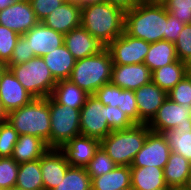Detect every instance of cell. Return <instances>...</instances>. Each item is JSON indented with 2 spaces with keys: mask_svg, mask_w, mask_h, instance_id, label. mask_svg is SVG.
I'll return each mask as SVG.
<instances>
[{
  "mask_svg": "<svg viewBox=\"0 0 191 190\" xmlns=\"http://www.w3.org/2000/svg\"><path fill=\"white\" fill-rule=\"evenodd\" d=\"M167 10L163 3L141 2L125 11L124 31L148 43L164 40Z\"/></svg>",
  "mask_w": 191,
  "mask_h": 190,
  "instance_id": "cell-1",
  "label": "cell"
},
{
  "mask_svg": "<svg viewBox=\"0 0 191 190\" xmlns=\"http://www.w3.org/2000/svg\"><path fill=\"white\" fill-rule=\"evenodd\" d=\"M125 11L109 2L81 7V26L106 47L124 32Z\"/></svg>",
  "mask_w": 191,
  "mask_h": 190,
  "instance_id": "cell-2",
  "label": "cell"
},
{
  "mask_svg": "<svg viewBox=\"0 0 191 190\" xmlns=\"http://www.w3.org/2000/svg\"><path fill=\"white\" fill-rule=\"evenodd\" d=\"M7 121L19 135H33L41 138L50 148L49 97L34 98L30 103L7 114Z\"/></svg>",
  "mask_w": 191,
  "mask_h": 190,
  "instance_id": "cell-3",
  "label": "cell"
},
{
  "mask_svg": "<svg viewBox=\"0 0 191 190\" xmlns=\"http://www.w3.org/2000/svg\"><path fill=\"white\" fill-rule=\"evenodd\" d=\"M112 58L105 48L100 53L76 60L69 81L88 95H94L104 84L111 82Z\"/></svg>",
  "mask_w": 191,
  "mask_h": 190,
  "instance_id": "cell-4",
  "label": "cell"
},
{
  "mask_svg": "<svg viewBox=\"0 0 191 190\" xmlns=\"http://www.w3.org/2000/svg\"><path fill=\"white\" fill-rule=\"evenodd\" d=\"M150 131L148 124H135L128 129L113 130L100 141V146L117 165L131 166Z\"/></svg>",
  "mask_w": 191,
  "mask_h": 190,
  "instance_id": "cell-5",
  "label": "cell"
},
{
  "mask_svg": "<svg viewBox=\"0 0 191 190\" xmlns=\"http://www.w3.org/2000/svg\"><path fill=\"white\" fill-rule=\"evenodd\" d=\"M7 68L34 98L50 97L57 84L42 57L35 56L18 65H7Z\"/></svg>",
  "mask_w": 191,
  "mask_h": 190,
  "instance_id": "cell-6",
  "label": "cell"
},
{
  "mask_svg": "<svg viewBox=\"0 0 191 190\" xmlns=\"http://www.w3.org/2000/svg\"><path fill=\"white\" fill-rule=\"evenodd\" d=\"M50 148L60 149L69 140L81 135L80 109L62 106L49 97Z\"/></svg>",
  "mask_w": 191,
  "mask_h": 190,
  "instance_id": "cell-7",
  "label": "cell"
},
{
  "mask_svg": "<svg viewBox=\"0 0 191 190\" xmlns=\"http://www.w3.org/2000/svg\"><path fill=\"white\" fill-rule=\"evenodd\" d=\"M148 127L157 133H164L173 128L191 131V106L178 104L167 97L148 123Z\"/></svg>",
  "mask_w": 191,
  "mask_h": 190,
  "instance_id": "cell-8",
  "label": "cell"
},
{
  "mask_svg": "<svg viewBox=\"0 0 191 190\" xmlns=\"http://www.w3.org/2000/svg\"><path fill=\"white\" fill-rule=\"evenodd\" d=\"M106 117V106L95 95H88L80 109L81 135L101 141L112 132Z\"/></svg>",
  "mask_w": 191,
  "mask_h": 190,
  "instance_id": "cell-9",
  "label": "cell"
},
{
  "mask_svg": "<svg viewBox=\"0 0 191 190\" xmlns=\"http://www.w3.org/2000/svg\"><path fill=\"white\" fill-rule=\"evenodd\" d=\"M113 65L143 63L149 51L150 43L128 35L125 31L106 47Z\"/></svg>",
  "mask_w": 191,
  "mask_h": 190,
  "instance_id": "cell-10",
  "label": "cell"
},
{
  "mask_svg": "<svg viewBox=\"0 0 191 190\" xmlns=\"http://www.w3.org/2000/svg\"><path fill=\"white\" fill-rule=\"evenodd\" d=\"M171 149L163 133L150 131L130 167L156 166L164 169Z\"/></svg>",
  "mask_w": 191,
  "mask_h": 190,
  "instance_id": "cell-11",
  "label": "cell"
},
{
  "mask_svg": "<svg viewBox=\"0 0 191 190\" xmlns=\"http://www.w3.org/2000/svg\"><path fill=\"white\" fill-rule=\"evenodd\" d=\"M39 23L29 0L15 2L0 10V24L13 30L20 36Z\"/></svg>",
  "mask_w": 191,
  "mask_h": 190,
  "instance_id": "cell-12",
  "label": "cell"
},
{
  "mask_svg": "<svg viewBox=\"0 0 191 190\" xmlns=\"http://www.w3.org/2000/svg\"><path fill=\"white\" fill-rule=\"evenodd\" d=\"M152 81V72L144 64L113 65L111 83L125 90L140 88Z\"/></svg>",
  "mask_w": 191,
  "mask_h": 190,
  "instance_id": "cell-13",
  "label": "cell"
},
{
  "mask_svg": "<svg viewBox=\"0 0 191 190\" xmlns=\"http://www.w3.org/2000/svg\"><path fill=\"white\" fill-rule=\"evenodd\" d=\"M134 94L138 108L139 124H148L167 98V93L153 81L136 89Z\"/></svg>",
  "mask_w": 191,
  "mask_h": 190,
  "instance_id": "cell-14",
  "label": "cell"
},
{
  "mask_svg": "<svg viewBox=\"0 0 191 190\" xmlns=\"http://www.w3.org/2000/svg\"><path fill=\"white\" fill-rule=\"evenodd\" d=\"M34 97L25 90L10 69H7L0 82V100L8 114L30 103Z\"/></svg>",
  "mask_w": 191,
  "mask_h": 190,
  "instance_id": "cell-15",
  "label": "cell"
},
{
  "mask_svg": "<svg viewBox=\"0 0 191 190\" xmlns=\"http://www.w3.org/2000/svg\"><path fill=\"white\" fill-rule=\"evenodd\" d=\"M69 166L60 149L49 148L40 158L44 190H52L59 185Z\"/></svg>",
  "mask_w": 191,
  "mask_h": 190,
  "instance_id": "cell-16",
  "label": "cell"
},
{
  "mask_svg": "<svg viewBox=\"0 0 191 190\" xmlns=\"http://www.w3.org/2000/svg\"><path fill=\"white\" fill-rule=\"evenodd\" d=\"M99 147L100 141L98 139L79 135L69 140L60 150L70 166L85 168Z\"/></svg>",
  "mask_w": 191,
  "mask_h": 190,
  "instance_id": "cell-17",
  "label": "cell"
},
{
  "mask_svg": "<svg viewBox=\"0 0 191 190\" xmlns=\"http://www.w3.org/2000/svg\"><path fill=\"white\" fill-rule=\"evenodd\" d=\"M64 45L76 60L95 55L106 48L82 26L64 35Z\"/></svg>",
  "mask_w": 191,
  "mask_h": 190,
  "instance_id": "cell-18",
  "label": "cell"
},
{
  "mask_svg": "<svg viewBox=\"0 0 191 190\" xmlns=\"http://www.w3.org/2000/svg\"><path fill=\"white\" fill-rule=\"evenodd\" d=\"M35 56L43 57L64 44V35L39 22L23 35Z\"/></svg>",
  "mask_w": 191,
  "mask_h": 190,
  "instance_id": "cell-19",
  "label": "cell"
},
{
  "mask_svg": "<svg viewBox=\"0 0 191 190\" xmlns=\"http://www.w3.org/2000/svg\"><path fill=\"white\" fill-rule=\"evenodd\" d=\"M42 23L65 35L72 29L81 26V6L77 3L64 2L61 6L51 12Z\"/></svg>",
  "mask_w": 191,
  "mask_h": 190,
  "instance_id": "cell-20",
  "label": "cell"
},
{
  "mask_svg": "<svg viewBox=\"0 0 191 190\" xmlns=\"http://www.w3.org/2000/svg\"><path fill=\"white\" fill-rule=\"evenodd\" d=\"M42 58L57 82L68 80L76 63V59L64 44L44 55Z\"/></svg>",
  "mask_w": 191,
  "mask_h": 190,
  "instance_id": "cell-21",
  "label": "cell"
},
{
  "mask_svg": "<svg viewBox=\"0 0 191 190\" xmlns=\"http://www.w3.org/2000/svg\"><path fill=\"white\" fill-rule=\"evenodd\" d=\"M132 190L169 188L164 179V169L156 166L131 167Z\"/></svg>",
  "mask_w": 191,
  "mask_h": 190,
  "instance_id": "cell-22",
  "label": "cell"
},
{
  "mask_svg": "<svg viewBox=\"0 0 191 190\" xmlns=\"http://www.w3.org/2000/svg\"><path fill=\"white\" fill-rule=\"evenodd\" d=\"M47 144L39 137L33 135H19L12 158L18 164L40 159L48 150Z\"/></svg>",
  "mask_w": 191,
  "mask_h": 190,
  "instance_id": "cell-23",
  "label": "cell"
},
{
  "mask_svg": "<svg viewBox=\"0 0 191 190\" xmlns=\"http://www.w3.org/2000/svg\"><path fill=\"white\" fill-rule=\"evenodd\" d=\"M92 190L131 188V167L117 165L112 171L91 179Z\"/></svg>",
  "mask_w": 191,
  "mask_h": 190,
  "instance_id": "cell-24",
  "label": "cell"
},
{
  "mask_svg": "<svg viewBox=\"0 0 191 190\" xmlns=\"http://www.w3.org/2000/svg\"><path fill=\"white\" fill-rule=\"evenodd\" d=\"M87 96V93L69 80H61L55 85L50 97L62 106L81 109Z\"/></svg>",
  "mask_w": 191,
  "mask_h": 190,
  "instance_id": "cell-25",
  "label": "cell"
},
{
  "mask_svg": "<svg viewBox=\"0 0 191 190\" xmlns=\"http://www.w3.org/2000/svg\"><path fill=\"white\" fill-rule=\"evenodd\" d=\"M191 173V162L184 156L171 151L164 167V179L168 187L184 186Z\"/></svg>",
  "mask_w": 191,
  "mask_h": 190,
  "instance_id": "cell-26",
  "label": "cell"
},
{
  "mask_svg": "<svg viewBox=\"0 0 191 190\" xmlns=\"http://www.w3.org/2000/svg\"><path fill=\"white\" fill-rule=\"evenodd\" d=\"M177 60L175 43L160 40L150 43L149 51L143 63L153 72Z\"/></svg>",
  "mask_w": 191,
  "mask_h": 190,
  "instance_id": "cell-27",
  "label": "cell"
},
{
  "mask_svg": "<svg viewBox=\"0 0 191 190\" xmlns=\"http://www.w3.org/2000/svg\"><path fill=\"white\" fill-rule=\"evenodd\" d=\"M188 74L187 63L179 59L152 72V81L168 93Z\"/></svg>",
  "mask_w": 191,
  "mask_h": 190,
  "instance_id": "cell-28",
  "label": "cell"
},
{
  "mask_svg": "<svg viewBox=\"0 0 191 190\" xmlns=\"http://www.w3.org/2000/svg\"><path fill=\"white\" fill-rule=\"evenodd\" d=\"M15 186L23 190H44L40 159L19 164Z\"/></svg>",
  "mask_w": 191,
  "mask_h": 190,
  "instance_id": "cell-29",
  "label": "cell"
},
{
  "mask_svg": "<svg viewBox=\"0 0 191 190\" xmlns=\"http://www.w3.org/2000/svg\"><path fill=\"white\" fill-rule=\"evenodd\" d=\"M52 190H92L91 178L85 168L69 166L63 180Z\"/></svg>",
  "mask_w": 191,
  "mask_h": 190,
  "instance_id": "cell-30",
  "label": "cell"
},
{
  "mask_svg": "<svg viewBox=\"0 0 191 190\" xmlns=\"http://www.w3.org/2000/svg\"><path fill=\"white\" fill-rule=\"evenodd\" d=\"M171 151L184 156L191 162V131L173 128L163 133Z\"/></svg>",
  "mask_w": 191,
  "mask_h": 190,
  "instance_id": "cell-31",
  "label": "cell"
},
{
  "mask_svg": "<svg viewBox=\"0 0 191 190\" xmlns=\"http://www.w3.org/2000/svg\"><path fill=\"white\" fill-rule=\"evenodd\" d=\"M116 166L117 164L100 146L85 169L92 179L93 177H99L112 171Z\"/></svg>",
  "mask_w": 191,
  "mask_h": 190,
  "instance_id": "cell-32",
  "label": "cell"
},
{
  "mask_svg": "<svg viewBox=\"0 0 191 190\" xmlns=\"http://www.w3.org/2000/svg\"><path fill=\"white\" fill-rule=\"evenodd\" d=\"M18 171L19 164L12 157H0V190L15 186Z\"/></svg>",
  "mask_w": 191,
  "mask_h": 190,
  "instance_id": "cell-33",
  "label": "cell"
},
{
  "mask_svg": "<svg viewBox=\"0 0 191 190\" xmlns=\"http://www.w3.org/2000/svg\"><path fill=\"white\" fill-rule=\"evenodd\" d=\"M20 35L0 24V61L8 64Z\"/></svg>",
  "mask_w": 191,
  "mask_h": 190,
  "instance_id": "cell-34",
  "label": "cell"
},
{
  "mask_svg": "<svg viewBox=\"0 0 191 190\" xmlns=\"http://www.w3.org/2000/svg\"><path fill=\"white\" fill-rule=\"evenodd\" d=\"M18 137V132L8 121L0 123V157L12 156Z\"/></svg>",
  "mask_w": 191,
  "mask_h": 190,
  "instance_id": "cell-35",
  "label": "cell"
},
{
  "mask_svg": "<svg viewBox=\"0 0 191 190\" xmlns=\"http://www.w3.org/2000/svg\"><path fill=\"white\" fill-rule=\"evenodd\" d=\"M167 97L178 104L191 106V76L186 74L168 93Z\"/></svg>",
  "mask_w": 191,
  "mask_h": 190,
  "instance_id": "cell-36",
  "label": "cell"
},
{
  "mask_svg": "<svg viewBox=\"0 0 191 190\" xmlns=\"http://www.w3.org/2000/svg\"><path fill=\"white\" fill-rule=\"evenodd\" d=\"M175 51L180 61L189 63L191 61V23L184 25L175 42Z\"/></svg>",
  "mask_w": 191,
  "mask_h": 190,
  "instance_id": "cell-37",
  "label": "cell"
},
{
  "mask_svg": "<svg viewBox=\"0 0 191 190\" xmlns=\"http://www.w3.org/2000/svg\"><path fill=\"white\" fill-rule=\"evenodd\" d=\"M162 3L167 12L182 23H191V0H164Z\"/></svg>",
  "mask_w": 191,
  "mask_h": 190,
  "instance_id": "cell-38",
  "label": "cell"
},
{
  "mask_svg": "<svg viewBox=\"0 0 191 190\" xmlns=\"http://www.w3.org/2000/svg\"><path fill=\"white\" fill-rule=\"evenodd\" d=\"M118 107L134 124H139L138 108L133 90L123 89L119 93Z\"/></svg>",
  "mask_w": 191,
  "mask_h": 190,
  "instance_id": "cell-39",
  "label": "cell"
},
{
  "mask_svg": "<svg viewBox=\"0 0 191 190\" xmlns=\"http://www.w3.org/2000/svg\"><path fill=\"white\" fill-rule=\"evenodd\" d=\"M106 115L108 126L112 131L128 129L135 125L119 107L107 105Z\"/></svg>",
  "mask_w": 191,
  "mask_h": 190,
  "instance_id": "cell-40",
  "label": "cell"
},
{
  "mask_svg": "<svg viewBox=\"0 0 191 190\" xmlns=\"http://www.w3.org/2000/svg\"><path fill=\"white\" fill-rule=\"evenodd\" d=\"M35 57L29 47V41L22 35L16 42L10 62L7 65H18Z\"/></svg>",
  "mask_w": 191,
  "mask_h": 190,
  "instance_id": "cell-41",
  "label": "cell"
},
{
  "mask_svg": "<svg viewBox=\"0 0 191 190\" xmlns=\"http://www.w3.org/2000/svg\"><path fill=\"white\" fill-rule=\"evenodd\" d=\"M120 87L110 83L104 84L95 92V96L103 103L104 106L118 107L119 93L122 91Z\"/></svg>",
  "mask_w": 191,
  "mask_h": 190,
  "instance_id": "cell-42",
  "label": "cell"
},
{
  "mask_svg": "<svg viewBox=\"0 0 191 190\" xmlns=\"http://www.w3.org/2000/svg\"><path fill=\"white\" fill-rule=\"evenodd\" d=\"M36 18L42 22L51 12L61 6L63 0H29Z\"/></svg>",
  "mask_w": 191,
  "mask_h": 190,
  "instance_id": "cell-43",
  "label": "cell"
},
{
  "mask_svg": "<svg viewBox=\"0 0 191 190\" xmlns=\"http://www.w3.org/2000/svg\"><path fill=\"white\" fill-rule=\"evenodd\" d=\"M185 23L167 12V28L164 33V40L175 43L179 38V34L183 29Z\"/></svg>",
  "mask_w": 191,
  "mask_h": 190,
  "instance_id": "cell-44",
  "label": "cell"
},
{
  "mask_svg": "<svg viewBox=\"0 0 191 190\" xmlns=\"http://www.w3.org/2000/svg\"><path fill=\"white\" fill-rule=\"evenodd\" d=\"M106 2L127 11L141 3L142 0H106Z\"/></svg>",
  "mask_w": 191,
  "mask_h": 190,
  "instance_id": "cell-45",
  "label": "cell"
},
{
  "mask_svg": "<svg viewBox=\"0 0 191 190\" xmlns=\"http://www.w3.org/2000/svg\"><path fill=\"white\" fill-rule=\"evenodd\" d=\"M24 0H0V10L5 9L6 7L14 4L15 2H21Z\"/></svg>",
  "mask_w": 191,
  "mask_h": 190,
  "instance_id": "cell-46",
  "label": "cell"
},
{
  "mask_svg": "<svg viewBox=\"0 0 191 190\" xmlns=\"http://www.w3.org/2000/svg\"><path fill=\"white\" fill-rule=\"evenodd\" d=\"M106 0H79V5L81 7L89 5V4H96V3H102L105 2Z\"/></svg>",
  "mask_w": 191,
  "mask_h": 190,
  "instance_id": "cell-47",
  "label": "cell"
},
{
  "mask_svg": "<svg viewBox=\"0 0 191 190\" xmlns=\"http://www.w3.org/2000/svg\"><path fill=\"white\" fill-rule=\"evenodd\" d=\"M7 121V113L3 108L2 102L0 100V123H4Z\"/></svg>",
  "mask_w": 191,
  "mask_h": 190,
  "instance_id": "cell-48",
  "label": "cell"
},
{
  "mask_svg": "<svg viewBox=\"0 0 191 190\" xmlns=\"http://www.w3.org/2000/svg\"><path fill=\"white\" fill-rule=\"evenodd\" d=\"M7 64H5L4 62L0 61V82H1V78L3 73L7 70Z\"/></svg>",
  "mask_w": 191,
  "mask_h": 190,
  "instance_id": "cell-49",
  "label": "cell"
},
{
  "mask_svg": "<svg viewBox=\"0 0 191 190\" xmlns=\"http://www.w3.org/2000/svg\"><path fill=\"white\" fill-rule=\"evenodd\" d=\"M169 190H189L186 185L184 186H172L169 187Z\"/></svg>",
  "mask_w": 191,
  "mask_h": 190,
  "instance_id": "cell-50",
  "label": "cell"
},
{
  "mask_svg": "<svg viewBox=\"0 0 191 190\" xmlns=\"http://www.w3.org/2000/svg\"><path fill=\"white\" fill-rule=\"evenodd\" d=\"M186 186L189 190H191V173L190 175L188 176V180H187V183H186Z\"/></svg>",
  "mask_w": 191,
  "mask_h": 190,
  "instance_id": "cell-51",
  "label": "cell"
},
{
  "mask_svg": "<svg viewBox=\"0 0 191 190\" xmlns=\"http://www.w3.org/2000/svg\"><path fill=\"white\" fill-rule=\"evenodd\" d=\"M3 190H23L22 188H19L17 186H13V187H8L6 189H3Z\"/></svg>",
  "mask_w": 191,
  "mask_h": 190,
  "instance_id": "cell-52",
  "label": "cell"
},
{
  "mask_svg": "<svg viewBox=\"0 0 191 190\" xmlns=\"http://www.w3.org/2000/svg\"><path fill=\"white\" fill-rule=\"evenodd\" d=\"M164 0H142V2H155V3H162Z\"/></svg>",
  "mask_w": 191,
  "mask_h": 190,
  "instance_id": "cell-53",
  "label": "cell"
},
{
  "mask_svg": "<svg viewBox=\"0 0 191 190\" xmlns=\"http://www.w3.org/2000/svg\"><path fill=\"white\" fill-rule=\"evenodd\" d=\"M66 3H77L79 5V0H63Z\"/></svg>",
  "mask_w": 191,
  "mask_h": 190,
  "instance_id": "cell-54",
  "label": "cell"
},
{
  "mask_svg": "<svg viewBox=\"0 0 191 190\" xmlns=\"http://www.w3.org/2000/svg\"><path fill=\"white\" fill-rule=\"evenodd\" d=\"M188 74L191 76V61L187 64Z\"/></svg>",
  "mask_w": 191,
  "mask_h": 190,
  "instance_id": "cell-55",
  "label": "cell"
},
{
  "mask_svg": "<svg viewBox=\"0 0 191 190\" xmlns=\"http://www.w3.org/2000/svg\"><path fill=\"white\" fill-rule=\"evenodd\" d=\"M152 190H169V188H158V189H152Z\"/></svg>",
  "mask_w": 191,
  "mask_h": 190,
  "instance_id": "cell-56",
  "label": "cell"
},
{
  "mask_svg": "<svg viewBox=\"0 0 191 190\" xmlns=\"http://www.w3.org/2000/svg\"><path fill=\"white\" fill-rule=\"evenodd\" d=\"M118 190H132V188H121V189H118Z\"/></svg>",
  "mask_w": 191,
  "mask_h": 190,
  "instance_id": "cell-57",
  "label": "cell"
}]
</instances>
